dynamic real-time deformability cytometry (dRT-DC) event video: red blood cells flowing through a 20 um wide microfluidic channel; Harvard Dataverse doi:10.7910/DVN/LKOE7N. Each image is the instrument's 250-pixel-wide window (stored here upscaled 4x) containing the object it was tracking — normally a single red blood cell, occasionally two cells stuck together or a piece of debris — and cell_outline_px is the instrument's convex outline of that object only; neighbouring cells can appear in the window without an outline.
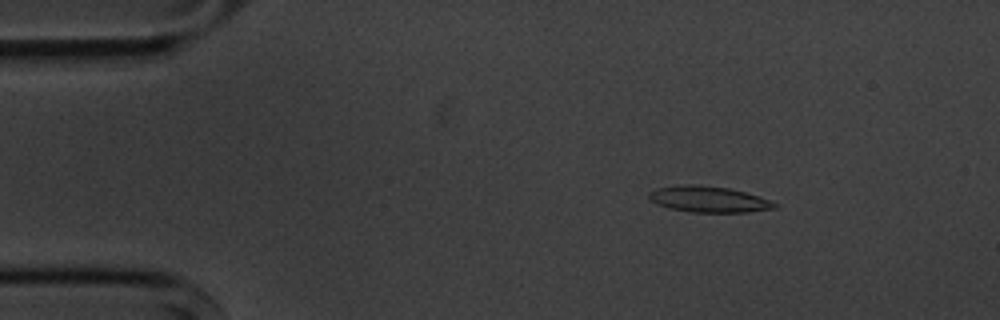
{"species": "common noctule bat (a hibernating species)", "species_latin": "Nyctalus noctula", "temperature_condition": "cold", "stored_images_in_passage": 4, "camera_frame_rate_fps": 3000, "um_per_image_px": 0.085, "animal": {"sex": "male", "body_mass_g": 20.1, "forearm_length_mm": 53.5}, "frame": {"image": 1, "passage_image": 2, "time_ms": 1.333, "image_size_px": [1000, 320], "cell_outline_px": [[780, 204], [776, 208], [748, 212], [688, 212], [668, 208], [656, 204], [648, 196], [648, 192], [656, 188], [684, 184], [692, 184], [728, 188], [744, 192]], "centroid_in_image_um": [60.2, 16.94], "position_along_channel_um": 24.8, "area_um2": 19.02}}